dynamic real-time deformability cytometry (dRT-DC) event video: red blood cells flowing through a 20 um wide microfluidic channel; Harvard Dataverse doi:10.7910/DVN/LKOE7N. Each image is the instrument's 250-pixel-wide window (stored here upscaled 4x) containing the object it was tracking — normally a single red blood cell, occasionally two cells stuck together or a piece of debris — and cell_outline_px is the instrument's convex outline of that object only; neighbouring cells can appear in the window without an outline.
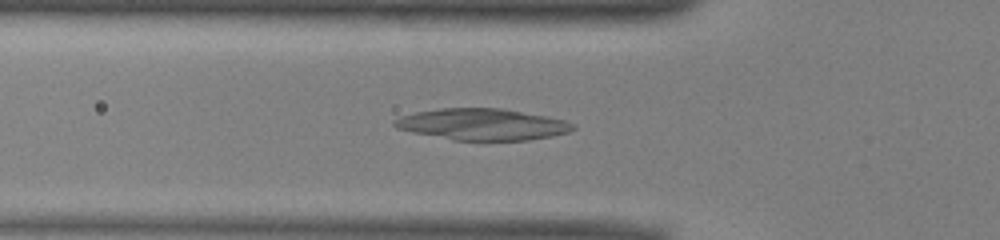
{"species": "common noctule bat (a hibernating species)", "species_latin": "Nyctalus noctula", "temperature_condition": "warm", "stored_images_in_passage": 50, "camera_frame_rate_fps": 3000, "um_per_image_px": 0.085, "animal": {"sex": "male", "body_mass_g": 13.0, "forearm_length_mm": 53.1}, "frame": {"image": 1, "passage_image": 16, "time_ms": 5.0, "image_size_px": [1000, 240], "cell_outline_px": [[576, 128], [568, 132], [552, 136], [528, 140], [452, 140], [412, 132], [396, 128], [392, 124], [392, 120], [400, 116], [416, 112], [440, 108], [504, 108], [548, 116], [564, 120], [576, 124]], "centroid_in_image_um": [41.0, 10.56], "position_along_channel_um": 84.8, "area_um2": 32.95}}
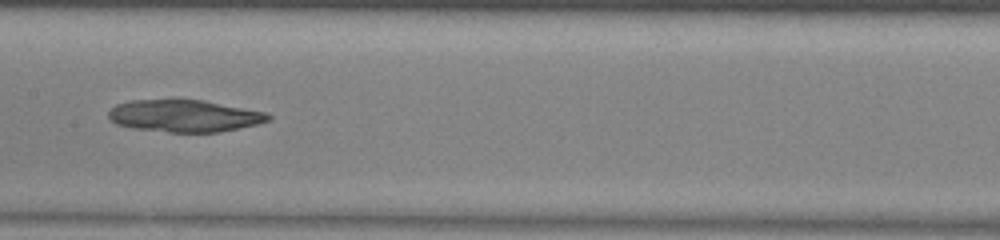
{"frame": {"image": 2, "passage_image": 24, "time_ms": 7.667, "image_size_px": [1000, 240], "cell_outline_px": [[272, 116], [268, 120], [256, 124], [220, 132], [168, 132], [132, 128], [116, 124], [108, 116], [108, 112], [116, 104], [132, 100], [204, 100], [268, 112]], "centroid_in_image_um": [15.68, 9.85], "position_along_channel_um": 191.7, "area_um2": 29.82}}
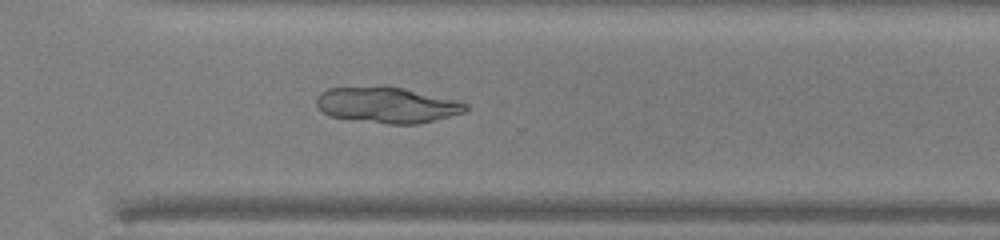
{"frame": {"image": 3, "passage_image": 35, "time_ms": 11.333, "image_size_px": [1000, 240], "cell_outline_px": [[468, 108], [464, 112], [416, 124], [388, 124], [328, 116], [316, 104], [316, 96], [320, 92], [328, 88], [404, 88], [460, 100], [468, 104]], "centroid_in_image_um": [32.93, 8.94], "position_along_channel_um": 337.7, "area_um2": 30.58}}